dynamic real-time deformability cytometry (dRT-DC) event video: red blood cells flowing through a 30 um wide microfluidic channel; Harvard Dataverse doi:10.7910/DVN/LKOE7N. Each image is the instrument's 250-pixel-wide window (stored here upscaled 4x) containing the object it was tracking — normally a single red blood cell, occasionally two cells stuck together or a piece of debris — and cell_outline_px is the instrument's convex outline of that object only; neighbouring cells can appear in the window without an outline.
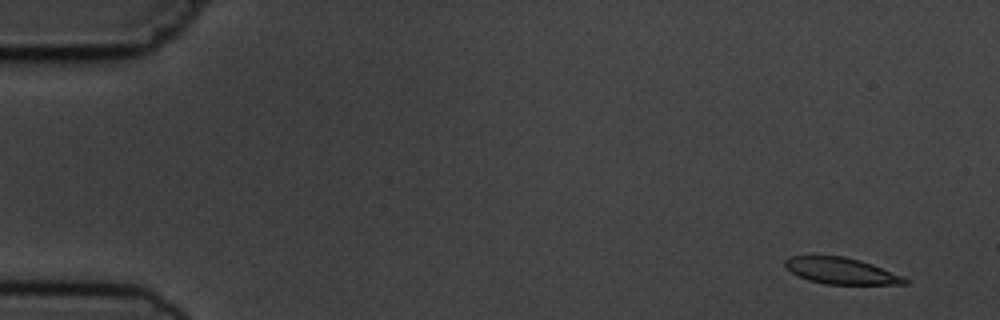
{"species": "common noctule bat (a hibernating species)", "species_latin": "Nyctalus noctula", "temperature_condition": "cold", "stored_images_in_passage": 5, "camera_frame_rate_fps": 3000, "um_per_image_px": 0.085, "animal": {"sex": "male", "body_mass_g": 19.5, "forearm_length_mm": 54.6}, "frame": {"image": 1, "passage_image": 1, "time_ms": 0.0, "image_size_px": [1000, 320], "cell_outline_px": [[908, 284], [824, 284], [808, 280], [784, 268], [784, 260], [792, 256], [844, 256], [860, 260], [872, 264], [904, 276], [908, 280]], "centroid_in_image_um": [71.5, 23.02], "position_along_channel_um": 13.5, "area_um2": 18.38}}
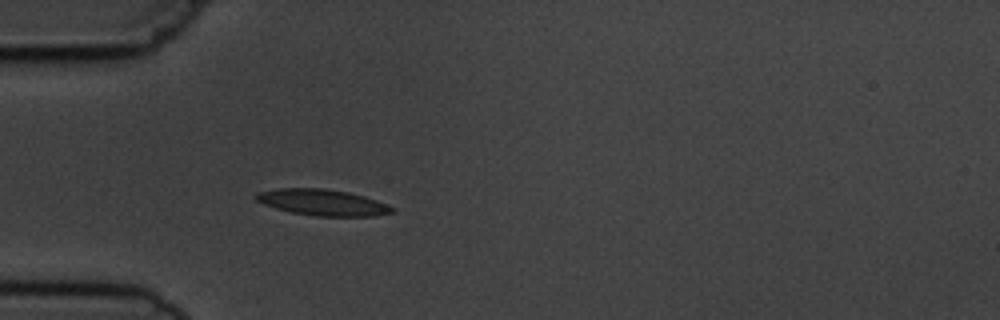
{"frame": {"image": 2, "passage_image": 5, "time_ms": 4.333, "image_size_px": [1000, 320], "cell_outline_px": [[396, 212], [376, 216], [316, 216], [292, 212], [276, 208], [264, 204], [256, 200], [252, 196], [256, 192], [280, 188], [320, 188], [348, 192], [364, 196], [376, 200], [396, 208]], "centroid_in_image_um": [27.43, 17.21], "position_along_channel_um": 57.6, "area_um2": 20.81}}